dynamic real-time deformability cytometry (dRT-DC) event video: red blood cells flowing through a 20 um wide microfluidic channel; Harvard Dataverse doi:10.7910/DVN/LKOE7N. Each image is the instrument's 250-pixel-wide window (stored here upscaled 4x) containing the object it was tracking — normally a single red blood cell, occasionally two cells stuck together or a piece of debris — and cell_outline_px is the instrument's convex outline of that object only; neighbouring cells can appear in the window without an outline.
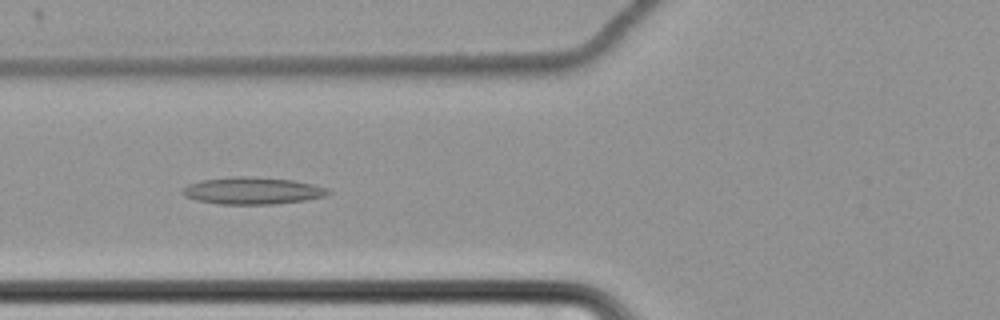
{"species": "common noctule bat (a hibernating species)", "species_latin": "Nyctalus noctula", "temperature_condition": "cold", "stored_images_in_passage": 49, "camera_frame_rate_fps": 3000, "um_per_image_px": 0.085, "animal": {"sex": "female", "body_mass_g": 22.7, "forearm_length_mm": 54.2}, "frame": {"image": 1, "passage_image": 13, "time_ms": 4.0, "image_size_px": [1000, 320], "cell_outline_px": [[332, 192], [324, 196], [304, 200], [272, 204], [220, 204], [196, 200], [184, 196], [180, 192], [188, 184], [200, 180], [232, 176], [248, 176], [296, 180], [316, 184], [328, 188]], "centroid_in_image_um": [21.46, 16.2], "position_along_channel_um": 104.3, "area_um2": 23.18}}
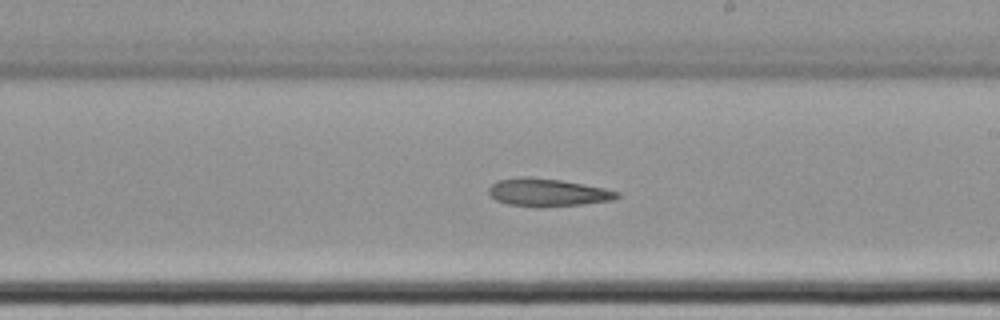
{"frame": {"image": 2, "passage_image": 25, "time_ms": 8.0, "image_size_px": [1000, 320], "cell_outline_px": [[620, 196], [612, 200], [584, 204], [540, 208], [532, 208], [508, 204], [496, 200], [488, 192], [488, 188], [496, 180], [524, 176], [560, 180], [584, 184], [604, 188], [620, 192]], "centroid_in_image_um": [46.53, 16.37], "position_along_channel_um": 242.5, "area_um2": 21.04}}
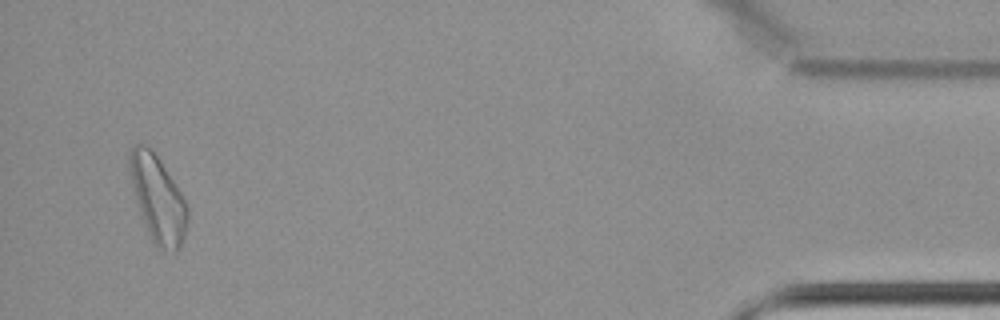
{"frame": {"image": 3, "passage_image": 47, "time_ms": 15.333, "image_size_px": [1000, 320], "cell_outline_px": [[188, 220], [184, 236], [180, 248], [176, 252], [160, 252], [152, 240], [140, 216], [132, 192], [128, 172], [128, 152], [132, 144], [148, 144], [176, 184], [188, 208]], "centroid_in_image_um": [13.37, 16.9], "position_along_channel_um": 421.8, "area_um2": 29.88}, "authors_computed_cell_mechanics": {"area_um2": 22.4264, "velocity_mm_per_s": 3.4571, "shape_relaxation_time_tau1_ms": null, "shape_relaxation_time_tau2_ms": 8.1431, "deformation_change_tau1": null, "deformation_change_tau2": 0.1857}}